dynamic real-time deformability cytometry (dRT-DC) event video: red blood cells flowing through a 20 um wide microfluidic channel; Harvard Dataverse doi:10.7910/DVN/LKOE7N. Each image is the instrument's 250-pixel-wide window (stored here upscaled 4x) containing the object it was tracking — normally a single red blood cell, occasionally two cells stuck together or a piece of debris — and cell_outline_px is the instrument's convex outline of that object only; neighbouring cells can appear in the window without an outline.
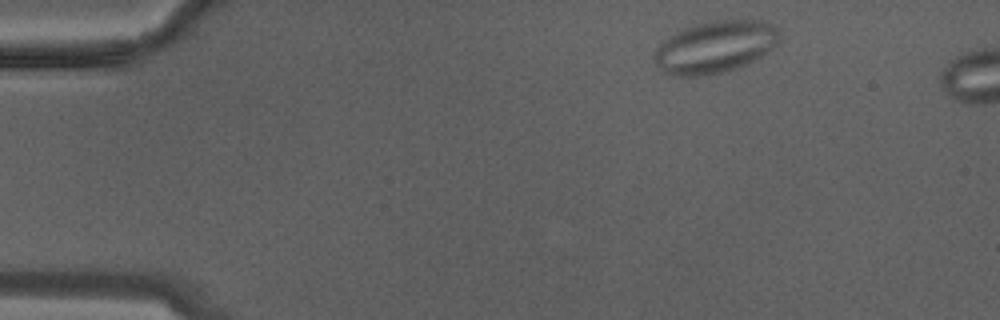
{"species": "Egyptian fruit bat (a non-hibernating species)", "species_latin": "Rousettus aegyptiacus", "temperature_condition": "warm", "stored_images_in_passage": 4, "camera_frame_rate_fps": 3000, "um_per_image_px": 0.085, "animal": {"sex": "male"}, "frame": {"image": 1, "passage_image": 1, "time_ms": 0.0, "image_size_px": [1000, 320], "cell_outline_px": [[776, 44], [772, 48], [760, 56], [744, 64], [720, 72], [696, 76], [672, 76], [664, 72], [652, 60], [652, 56], [656, 48], [664, 40], [676, 32], [684, 28], [696, 24], [716, 20], [760, 20], [772, 24], [776, 28]], "centroid_in_image_um": [60.7, 3.98], "position_along_channel_um": 24.3, "area_um2": 37.22}}